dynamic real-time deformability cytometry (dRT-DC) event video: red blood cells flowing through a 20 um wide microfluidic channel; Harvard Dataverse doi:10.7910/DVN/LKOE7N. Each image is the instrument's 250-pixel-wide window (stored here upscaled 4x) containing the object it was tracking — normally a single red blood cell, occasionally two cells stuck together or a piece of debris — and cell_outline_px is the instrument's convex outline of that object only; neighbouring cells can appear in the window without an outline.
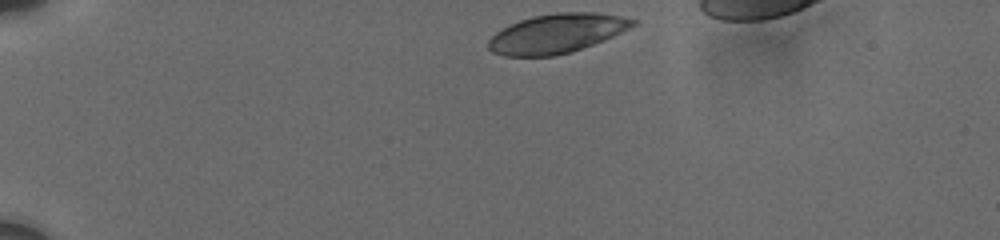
{"species": "human", "species_latin": "Homo sapiens", "temperature_condition": "cold", "stored_images_in_passage": 15, "camera_frame_rate_fps": 3000, "um_per_image_px": 0.085, "donor": {"sex": "male"}, "frame": {"image": 1, "passage_image": 1, "time_ms": 0.0, "image_size_px": [1000, 240], "cell_outline_px": [[636, 24], [604, 40], [572, 52], [552, 56], [504, 56], [492, 52], [488, 48], [488, 40], [496, 32], [520, 20], [532, 16], [556, 12], [596, 12], [620, 16], [636, 20]], "centroid_in_image_um": [47.3, 2.84], "position_along_channel_um": 37.7, "area_um2": 32.83}}